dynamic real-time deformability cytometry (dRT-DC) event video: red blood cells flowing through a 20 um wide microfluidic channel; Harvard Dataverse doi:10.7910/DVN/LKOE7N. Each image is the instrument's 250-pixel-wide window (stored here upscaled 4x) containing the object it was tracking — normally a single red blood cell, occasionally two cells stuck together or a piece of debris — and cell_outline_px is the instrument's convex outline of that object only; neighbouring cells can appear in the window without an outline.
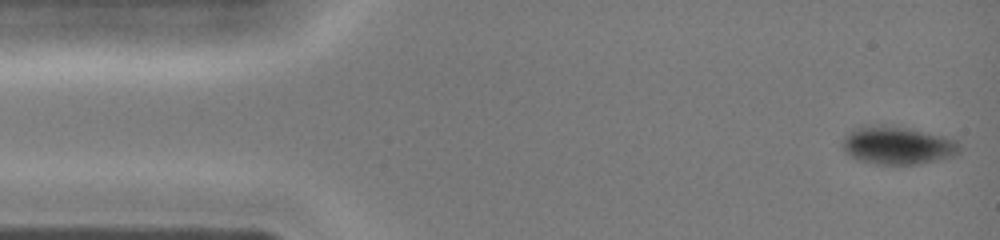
{"species": "common noctule bat (a hibernating species)", "species_latin": "Nyctalus noctula", "temperature_condition": "cold", "stored_images_in_passage": 40, "camera_frame_rate_fps": 3000, "um_per_image_px": 0.085, "animal": {"sex": "female", "body_mass_g": 19.0, "forearm_length_mm": 51.5}, "frame": {"image": 1, "passage_image": 1, "time_ms": 0.0, "image_size_px": [1000, 240], "cell_outline_px": [[960, 152], [956, 156], [940, 160], [920, 164], [876, 164], [860, 160], [844, 152], [844, 136], [856, 128], [884, 124], [892, 124], [912, 128], [944, 136], [956, 140], [960, 144]], "centroid_in_image_um": [76.37, 12.35], "position_along_channel_um": 8.6, "area_um2": 26.13}}
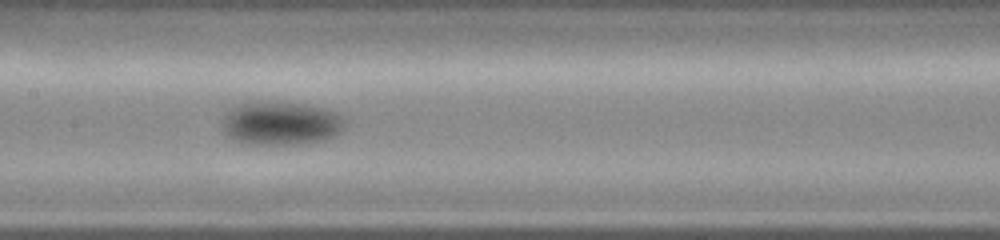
{"frame": {"image": 2, "passage_image": 19, "time_ms": 6.0, "image_size_px": [1000, 240], "cell_outline_px": [[348, 124], [336, 136], [324, 140], [304, 144], [248, 144], [236, 140], [228, 136], [220, 128], [220, 124], [224, 116], [236, 104], [256, 100], [312, 104], [336, 112], [348, 120]], "centroid_in_image_um": [23.9, 10.46], "position_along_channel_um": 183.5, "area_um2": 32.14}}
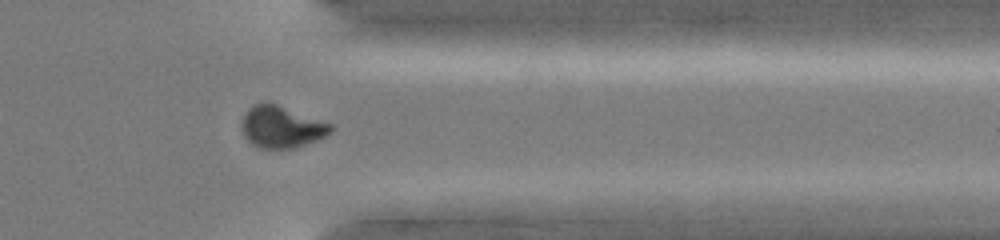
{"frame": {"image": 3, "passage_image": 32, "time_ms": 10.333, "image_size_px": [1000, 240], "cell_outline_px": [[332, 132], [316, 140], [292, 148], [260, 148], [252, 144], [244, 136], [244, 116], [248, 108], [252, 104], [264, 100], [276, 104], [332, 124]], "centroid_in_image_um": [23.92, 10.76], "position_along_channel_um": 387.5, "area_um2": 21.33}}